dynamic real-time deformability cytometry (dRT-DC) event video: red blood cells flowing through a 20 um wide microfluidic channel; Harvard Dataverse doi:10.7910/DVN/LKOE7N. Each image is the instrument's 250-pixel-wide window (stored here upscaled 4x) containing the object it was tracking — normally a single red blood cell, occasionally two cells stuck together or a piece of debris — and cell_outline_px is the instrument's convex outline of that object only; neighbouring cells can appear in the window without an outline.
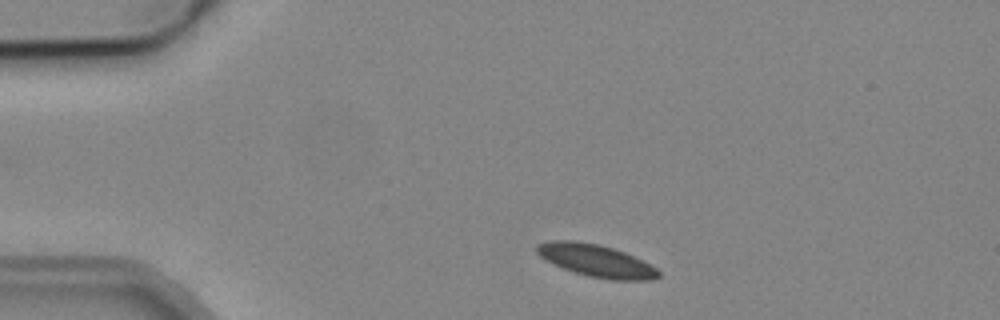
{"species": "common noctule bat (a hibernating species)", "species_latin": "Nyctalus noctula", "temperature_condition": "cold", "stored_images_in_passage": 3, "camera_frame_rate_fps": 3000, "um_per_image_px": 0.085, "animal": {"sex": "male", "body_mass_g": 19.2, "forearm_length_mm": 51.8}, "frame": {"image": 1, "passage_image": 1, "time_ms": 0.0, "image_size_px": [1000, 320], "cell_outline_px": [[660, 276], [652, 280], [612, 280], [588, 276], [564, 268], [540, 256], [536, 252], [536, 244], [548, 240], [576, 240], [600, 244], [624, 252], [656, 268], [660, 272]], "centroid_in_image_um": [50.66, 22.14], "position_along_channel_um": 34.3, "area_um2": 22.72}}
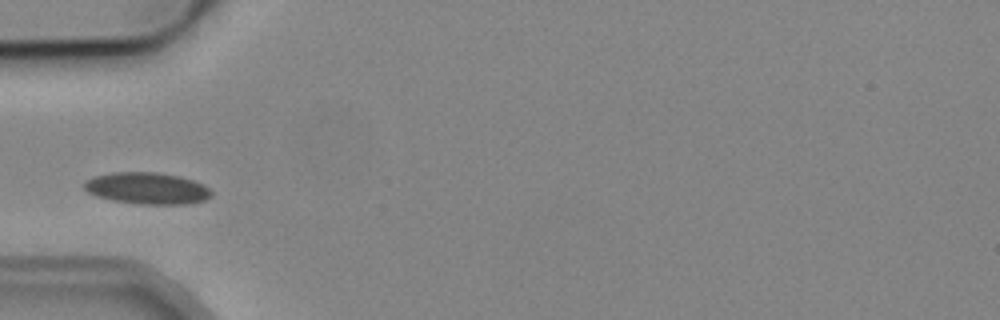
{"frame": {"image": 2, "passage_image": 3, "time_ms": 2.333, "image_size_px": [1000, 320], "cell_outline_px": [[212, 196], [204, 200], [188, 204], [140, 204], [112, 200], [96, 196], [88, 192], [84, 188], [84, 180], [92, 176], [112, 172], [156, 172], [176, 176], [192, 180], [208, 188], [212, 192]], "centroid_in_image_um": [12.45, 16.0], "position_along_channel_um": 72.5, "area_um2": 23.41}}